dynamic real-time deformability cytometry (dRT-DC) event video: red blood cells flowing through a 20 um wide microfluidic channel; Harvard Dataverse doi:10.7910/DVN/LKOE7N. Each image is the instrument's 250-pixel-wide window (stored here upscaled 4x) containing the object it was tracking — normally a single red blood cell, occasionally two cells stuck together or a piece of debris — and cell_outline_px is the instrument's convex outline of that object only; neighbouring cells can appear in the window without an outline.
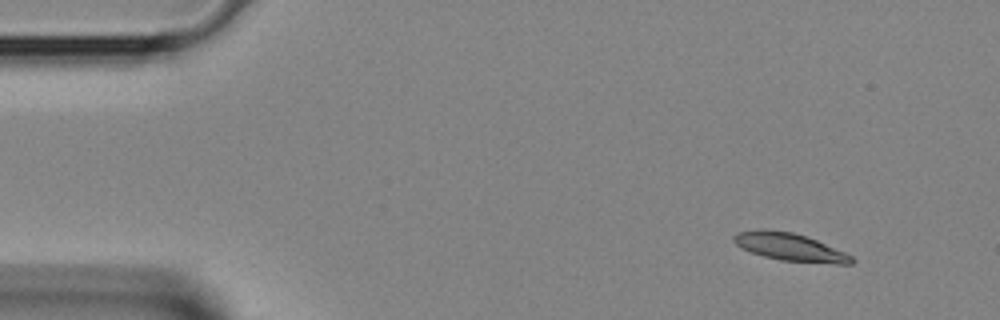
{"species": "Egyptian fruit bat (a non-hibernating species)", "species_latin": "Rousettus aegyptiacus", "temperature_condition": "room temperature", "stored_images_in_passage": 3, "camera_frame_rate_fps": 3000, "um_per_image_px": 0.085, "animal": {"sex": "female"}, "frame": {"image": 1, "passage_image": 1, "time_ms": 0.0, "image_size_px": [1000, 320], "cell_outline_px": [[856, 260], [852, 264], [836, 264], [780, 260], [764, 256], [740, 248], [732, 240], [732, 236], [736, 232], [756, 228], [764, 228], [792, 232], [816, 240], [844, 252], [852, 256]], "centroid_in_image_um": [67.09, 20.98], "position_along_channel_um": 17.9, "area_um2": 19.19}}